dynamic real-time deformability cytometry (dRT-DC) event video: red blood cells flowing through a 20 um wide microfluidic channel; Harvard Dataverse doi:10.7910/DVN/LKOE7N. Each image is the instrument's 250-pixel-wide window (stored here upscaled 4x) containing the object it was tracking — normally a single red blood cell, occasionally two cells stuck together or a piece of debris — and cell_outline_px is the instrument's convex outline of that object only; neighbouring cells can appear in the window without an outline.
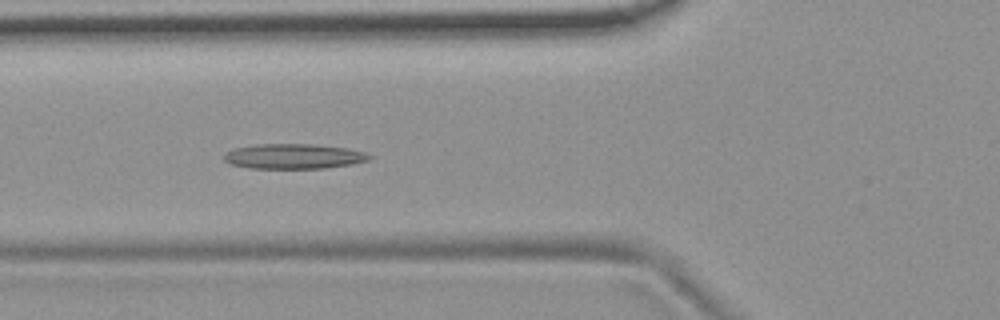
{"species": "common noctule bat (a hibernating species)", "species_latin": "Nyctalus noctula", "temperature_condition": "room temperature", "stored_images_in_passage": 3, "camera_frame_rate_fps": 3000, "um_per_image_px": 0.085, "animal": {"sex": "female", "body_mass_g": 19.9}, "frame": {"image": 1, "passage_image": 3, "time_ms": 2.333, "image_size_px": [1000, 320], "cell_outline_px": [[376, 156], [368, 160], [352, 164], [324, 168], [248, 168], [228, 164], [224, 160], [224, 152], [232, 148], [256, 144], [312, 144], [348, 148], [364, 152]], "centroid_in_image_um": [24.93, 13.28], "position_along_channel_um": 100.9, "area_um2": 21.44}}